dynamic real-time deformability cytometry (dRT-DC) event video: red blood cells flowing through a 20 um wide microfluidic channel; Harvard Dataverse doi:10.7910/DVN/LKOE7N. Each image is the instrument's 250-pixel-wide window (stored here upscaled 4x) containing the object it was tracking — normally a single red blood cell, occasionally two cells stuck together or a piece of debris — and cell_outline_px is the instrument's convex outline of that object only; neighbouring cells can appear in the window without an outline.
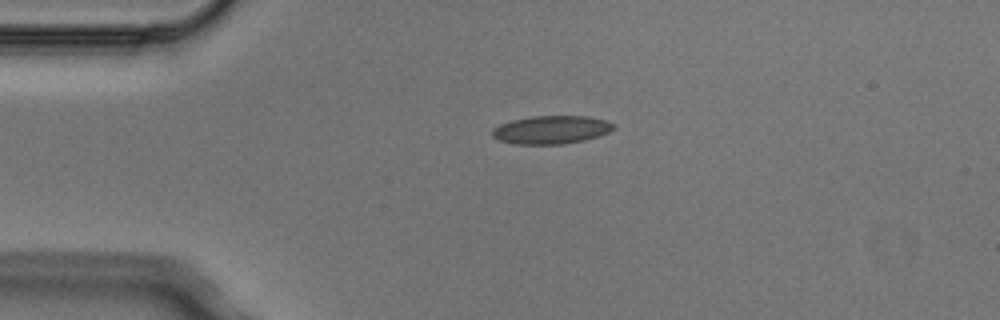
{"species": "Egyptian fruit bat (a non-hibernating species)", "species_latin": "Rousettus aegyptiacus", "temperature_condition": "cold", "stored_images_in_passage": 3, "camera_frame_rate_fps": 3000, "um_per_image_px": 0.085, "animal": {"sex": "male"}, "frame": {"image": 1, "passage_image": 1, "time_ms": 0.0, "image_size_px": [1000, 320], "cell_outline_px": [[616, 128], [600, 136], [584, 140], [564, 144], [516, 144], [500, 140], [492, 136], [492, 128], [500, 124], [512, 120], [532, 116], [588, 116], [608, 120], [616, 124]], "centroid_in_image_um": [46.91, 11.02], "position_along_channel_um": 38.1, "area_um2": 20.11}}
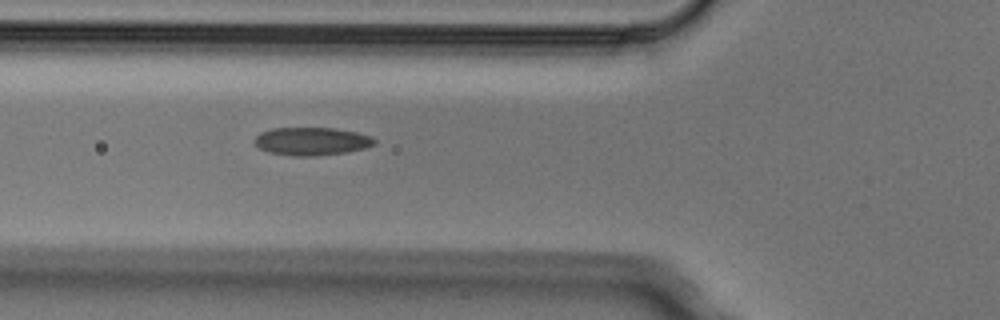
{"frame": {"image": 2, "passage_image": 3, "time_ms": 0.667, "image_size_px": [1000, 320], "cell_outline_px": [[376, 144], [364, 148], [344, 152], [320, 156], [292, 156], [268, 152], [260, 148], [252, 140], [260, 132], [272, 128], [332, 128], [356, 132], [372, 136], [376, 140]], "centroid_in_image_um": [26.48, 12.01], "position_along_channel_um": 99.3, "area_um2": 19.65}}